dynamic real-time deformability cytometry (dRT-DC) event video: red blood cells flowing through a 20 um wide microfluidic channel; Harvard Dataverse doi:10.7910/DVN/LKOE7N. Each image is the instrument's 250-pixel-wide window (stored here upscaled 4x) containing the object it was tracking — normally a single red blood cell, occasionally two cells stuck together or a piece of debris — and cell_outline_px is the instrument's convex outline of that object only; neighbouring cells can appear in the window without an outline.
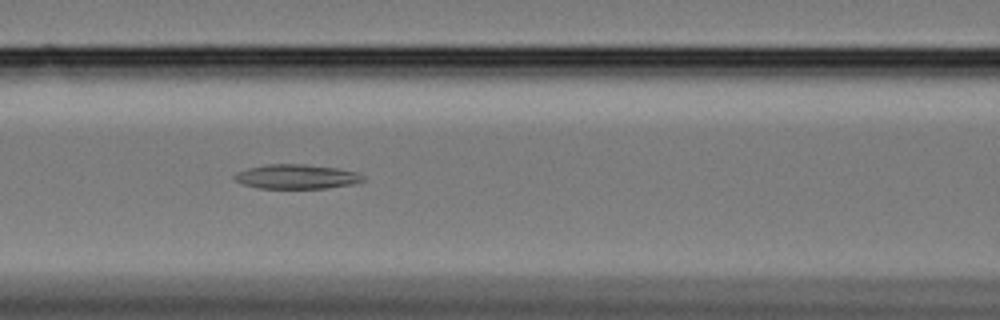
{"species": "Egyptian fruit bat (a non-hibernating species)", "species_latin": "Rousettus aegyptiacus", "temperature_condition": "cold", "stored_images_in_passage": 42, "camera_frame_rate_fps": 3000, "um_per_image_px": 0.085, "animal": {"sex": "female"}, "frame": {"image": 1, "passage_image": 9, "time_ms": 2.667, "image_size_px": [1000, 320], "cell_outline_px": [[364, 180], [352, 184], [328, 188], [256, 188], [240, 184], [232, 176], [236, 172], [248, 168], [264, 164], [304, 164], [340, 168], [360, 172], [364, 176]], "centroid_in_image_um": [25.2, 15.01], "position_along_channel_um": 141.4, "area_um2": 18.61}}
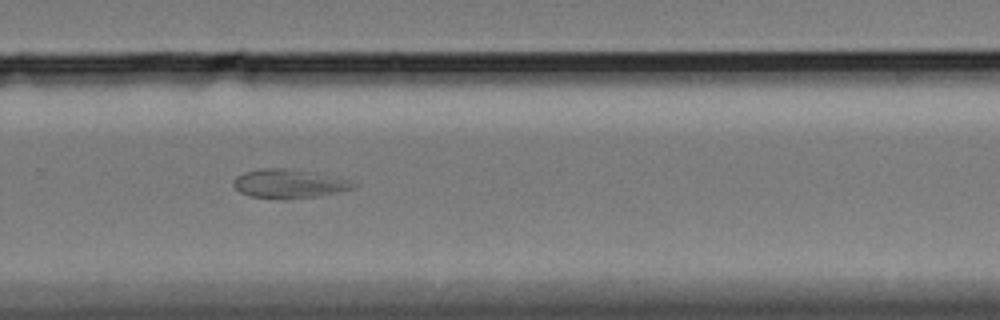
{"frame": {"image": 2, "passage_image": 24, "time_ms": 7.667, "image_size_px": [1000, 320], "cell_outline_px": [[356, 188], [320, 196], [248, 196], [240, 192], [232, 184], [236, 176], [244, 172], [264, 168], [284, 168], [356, 180]], "centroid_in_image_um": [24.62, 15.57], "position_along_channel_um": 305.2, "area_um2": 19.36}}
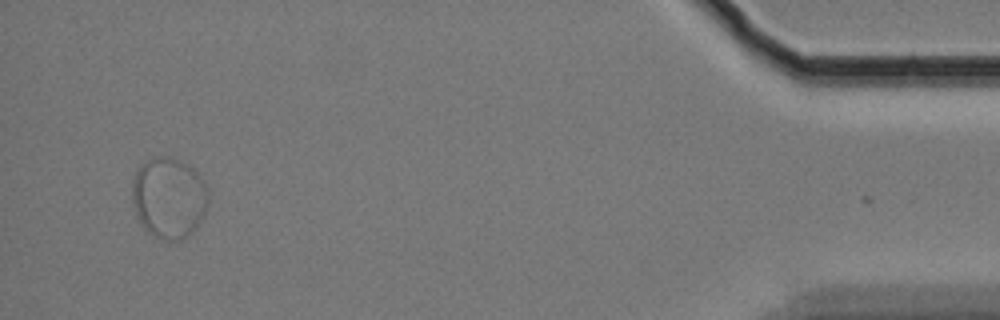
{"frame": {"image": 3, "passage_image": 41, "time_ms": 13.333, "image_size_px": [1000, 320], "cell_outline_px": [[208, 204], [204, 216], [196, 228], [188, 236], [176, 240], [164, 240], [152, 236], [144, 228], [136, 216], [132, 204], [132, 180], [140, 164], [156, 156], [168, 156], [180, 160], [188, 164], [204, 180], [208, 188]], "centroid_in_image_um": [14.35, 16.81], "position_along_channel_um": 420.8, "area_um2": 36.47}}